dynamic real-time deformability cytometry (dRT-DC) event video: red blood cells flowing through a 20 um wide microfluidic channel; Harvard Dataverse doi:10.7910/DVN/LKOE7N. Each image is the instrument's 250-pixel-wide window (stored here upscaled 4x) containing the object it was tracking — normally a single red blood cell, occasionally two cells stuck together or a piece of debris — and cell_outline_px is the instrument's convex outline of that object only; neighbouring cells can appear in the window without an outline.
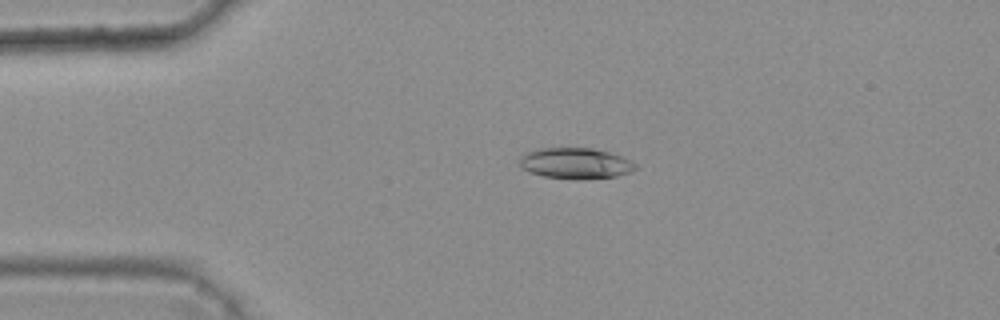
{"species": "common noctule bat (a hibernating species)", "species_latin": "Nyctalus noctula", "temperature_condition": "warm", "stored_images_in_passage": 5, "camera_frame_rate_fps": 3000, "um_per_image_px": 0.085, "animal": {"sex": "female", "body_mass_g": 25.1}, "frame": {"image": 1, "passage_image": 4, "time_ms": 1.0, "image_size_px": [1000, 320], "cell_outline_px": [[636, 168], [632, 172], [616, 176], [576, 180], [544, 176], [528, 172], [520, 168], [520, 156], [524, 152], [540, 148], [592, 148], [608, 152], [620, 156], [636, 164]], "centroid_in_image_um": [48.86, 13.89], "position_along_channel_um": 36.1, "area_um2": 20.98}}